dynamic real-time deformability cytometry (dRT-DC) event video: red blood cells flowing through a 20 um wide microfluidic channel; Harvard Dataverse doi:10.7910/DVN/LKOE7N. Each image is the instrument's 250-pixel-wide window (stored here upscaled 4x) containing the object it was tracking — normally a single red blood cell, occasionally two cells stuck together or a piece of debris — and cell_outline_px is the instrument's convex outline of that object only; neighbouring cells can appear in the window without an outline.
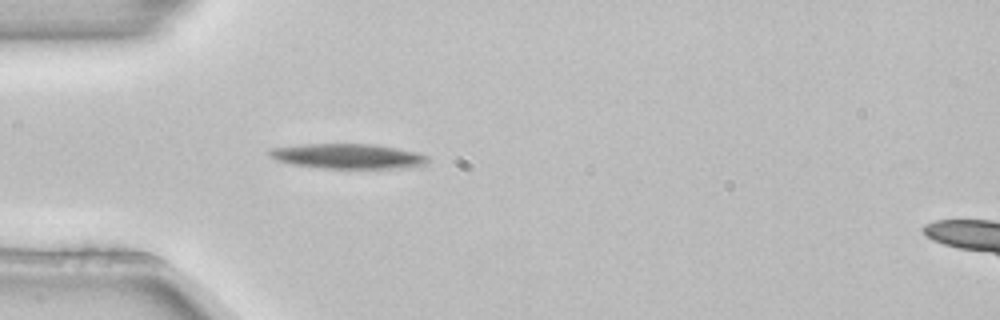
{"species": "common noctule bat (a hibernating species)", "species_latin": "Nyctalus noctula", "temperature_condition": "room temperature", "stored_images_in_passage": 5, "camera_frame_rate_fps": 3000, "um_per_image_px": 0.085, "animal": {"sex": "female", "body_mass_g": 22.7, "forearm_length_mm": 54.2}, "frame": {"image": 1, "passage_image": 5, "time_ms": 1.333, "image_size_px": [1000, 320], "cell_outline_px": [[428, 164], [396, 168], [324, 168], [288, 164], [276, 160], [268, 156], [268, 152], [272, 148], [300, 144], [372, 144], [396, 148], [416, 152], [428, 156]], "centroid_in_image_um": [29.52, 13.28], "position_along_channel_um": 55.5, "area_um2": 23.0}}